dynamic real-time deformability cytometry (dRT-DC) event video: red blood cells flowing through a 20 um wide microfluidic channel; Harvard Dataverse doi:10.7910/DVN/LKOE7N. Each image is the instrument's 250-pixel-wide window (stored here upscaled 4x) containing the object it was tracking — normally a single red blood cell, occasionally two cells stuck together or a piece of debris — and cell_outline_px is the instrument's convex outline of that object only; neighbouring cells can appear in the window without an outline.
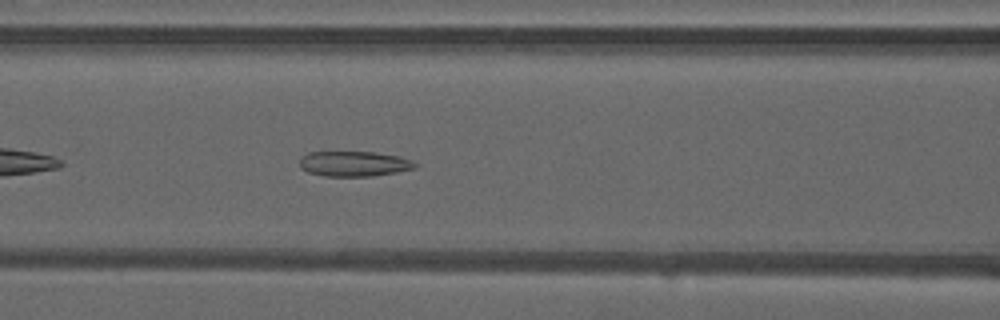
{"species": "common noctule bat (a hibernating species)", "species_latin": "Nyctalus noctula", "temperature_condition": "warm", "stored_images_in_passage": 36, "camera_frame_rate_fps": 3000, "um_per_image_px": 0.085, "animal": {"sex": "male", "forearm_length_mm": 52.5}, "frame": {"image": 1, "passage_image": 8, "time_ms": 2.333, "image_size_px": [1000, 320], "cell_outline_px": [[416, 168], [396, 172], [372, 176], [324, 176], [308, 172], [300, 168], [300, 156], [308, 152], [376, 152], [400, 156], [412, 160], [416, 164]], "centroid_in_image_um": [30.08, 13.91], "position_along_channel_um": 136.5, "area_um2": 17.05}}
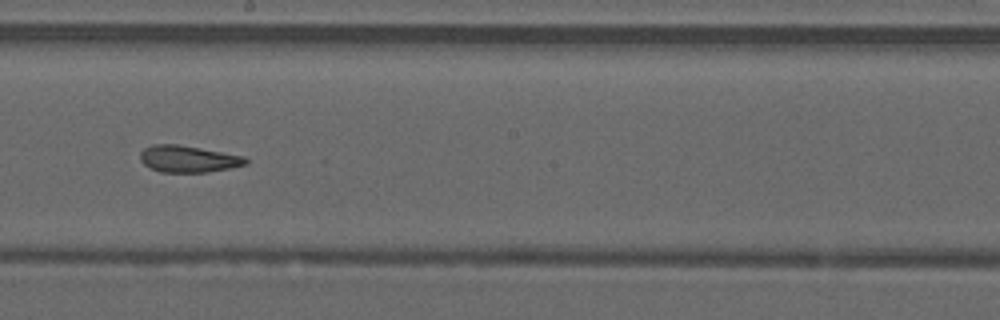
{"frame": {"image": 2, "passage_image": 15, "time_ms": 4.667, "image_size_px": [1000, 320], "cell_outline_px": [[248, 164], [208, 172], [160, 172], [144, 164], [140, 160], [140, 152], [144, 148], [152, 144], [176, 144], [244, 156], [248, 160]], "centroid_in_image_um": [15.98, 13.51], "position_along_channel_um": 232.2, "area_um2": 16.3}}
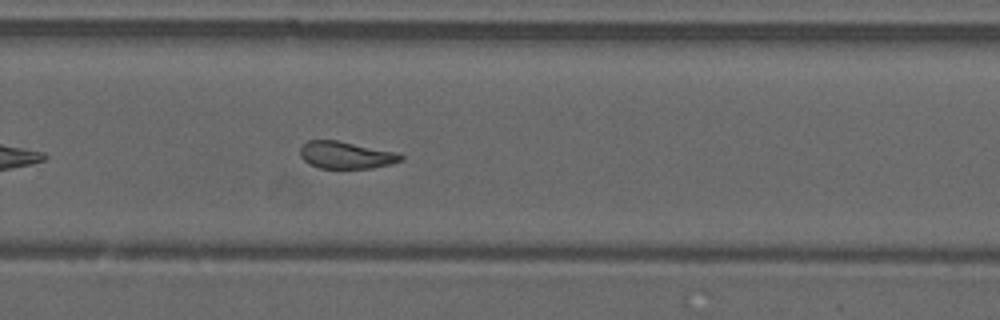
{"frame": {"image": 3, "passage_image": 20, "time_ms": 6.333, "image_size_px": [1000, 320], "cell_outline_px": [[404, 160], [392, 164], [372, 168], [320, 168], [308, 164], [300, 156], [300, 148], [308, 140], [336, 140], [396, 152], [404, 156]], "centroid_in_image_um": [29.42, 13.19], "position_along_channel_um": 300.4, "area_um2": 15.95}, "authors_computed_cell_mechanics": {"area_um2": 17.1377, "velocity_mm_per_s": 4.1144, "shape_relaxation_time_tau1_ms": null, "shape_relaxation_time_tau2_ms": 1.5883, "deformation_change_tau1": null, "deformation_change_tau2": 0.0916}}